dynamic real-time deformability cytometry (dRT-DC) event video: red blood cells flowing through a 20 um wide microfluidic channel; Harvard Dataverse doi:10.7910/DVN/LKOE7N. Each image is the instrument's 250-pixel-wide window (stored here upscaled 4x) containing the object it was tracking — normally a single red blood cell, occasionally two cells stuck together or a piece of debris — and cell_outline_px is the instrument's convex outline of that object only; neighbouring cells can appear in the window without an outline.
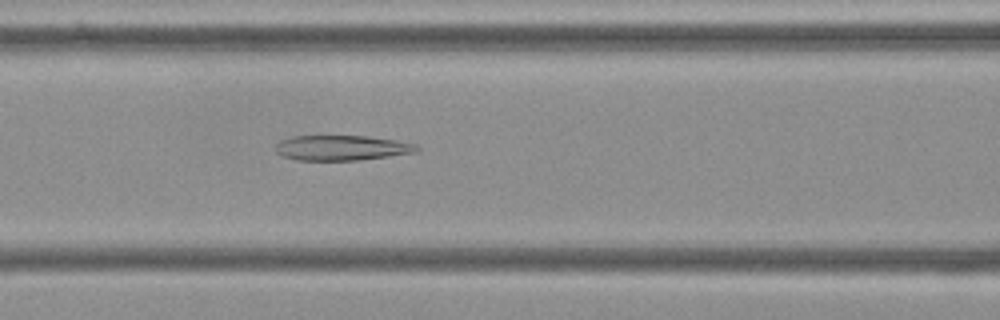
{"species": "Egyptian fruit bat (a non-hibernating species)", "species_latin": "Rousettus aegyptiacus", "temperature_condition": "cold", "stored_images_in_passage": 51, "camera_frame_rate_fps": 3000, "um_per_image_px": 0.085, "frame": {"image": 1, "passage_image": 19, "time_ms": 6.0, "image_size_px": [1000, 320], "cell_outline_px": [[420, 148], [416, 152], [360, 160], [296, 160], [280, 156], [276, 152], [276, 144], [280, 140], [292, 136], [368, 136], [396, 140], [416, 144]], "centroid_in_image_um": [29.02, 12.56], "position_along_channel_um": 137.6, "area_um2": 20.75}}
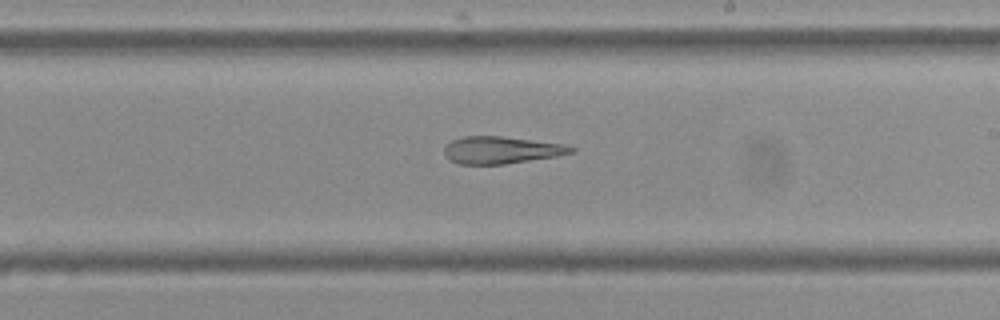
{"frame": {"image": 2, "passage_image": 28, "time_ms": 9.0, "image_size_px": [1000, 320], "cell_outline_px": [[576, 152], [556, 156], [504, 164], [460, 164], [448, 160], [444, 156], [444, 148], [452, 140], [464, 136], [500, 136], [564, 144], [576, 148]], "centroid_in_image_um": [42.59, 12.76], "position_along_channel_um": 246.4, "area_um2": 20.06}}
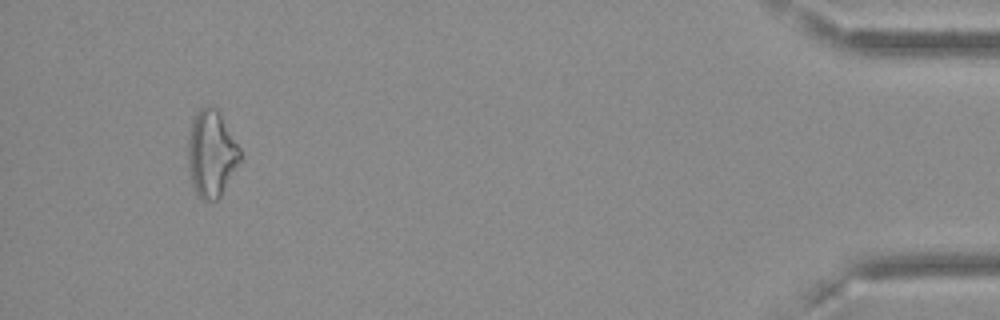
{"frame": {"image": 3, "passage_image": 48, "time_ms": 15.667, "image_size_px": [1000, 320], "cell_outline_px": [[240, 160], [220, 196], [216, 200], [200, 200], [192, 184], [188, 168], [188, 136], [192, 116], [204, 104], [212, 104], [216, 108], [240, 148]], "centroid_in_image_um": [17.93, 13.02], "position_along_channel_um": 417.3, "area_um2": 26.3}, "authors_computed_cell_mechanics": {"area_um2": 24.0448, "velocity_mm_per_s": 3.6332, "shape_relaxation_time_tau1_ms": null, "shape_relaxation_time_tau2_ms": 7.566, "deformation_change_tau1": null, "deformation_change_tau2": 0.1974}}